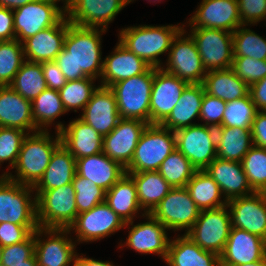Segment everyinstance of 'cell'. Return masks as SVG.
I'll list each match as a JSON object with an SVG mask.
<instances>
[{"label": "cell", "instance_id": "cell-1", "mask_svg": "<svg viewBox=\"0 0 266 266\" xmlns=\"http://www.w3.org/2000/svg\"><path fill=\"white\" fill-rule=\"evenodd\" d=\"M101 32L105 30L101 28L99 32L97 28L75 25L68 20L64 47L54 61L67 81L101 76Z\"/></svg>", "mask_w": 266, "mask_h": 266}, {"label": "cell", "instance_id": "cell-2", "mask_svg": "<svg viewBox=\"0 0 266 266\" xmlns=\"http://www.w3.org/2000/svg\"><path fill=\"white\" fill-rule=\"evenodd\" d=\"M61 145L59 132L55 140L51 141L48 131L39 130L33 135L25 137L17 162L14 168L17 170V178L9 174H3L8 179L23 185L34 187L43 177L50 163L54 151Z\"/></svg>", "mask_w": 266, "mask_h": 266}, {"label": "cell", "instance_id": "cell-3", "mask_svg": "<svg viewBox=\"0 0 266 266\" xmlns=\"http://www.w3.org/2000/svg\"><path fill=\"white\" fill-rule=\"evenodd\" d=\"M181 26H138L122 29L119 42L151 67L161 68L158 56L170 49Z\"/></svg>", "mask_w": 266, "mask_h": 266}, {"label": "cell", "instance_id": "cell-4", "mask_svg": "<svg viewBox=\"0 0 266 266\" xmlns=\"http://www.w3.org/2000/svg\"><path fill=\"white\" fill-rule=\"evenodd\" d=\"M154 67L145 73L121 80L110 88L115 94L122 119H138L150 124V97Z\"/></svg>", "mask_w": 266, "mask_h": 266}, {"label": "cell", "instance_id": "cell-5", "mask_svg": "<svg viewBox=\"0 0 266 266\" xmlns=\"http://www.w3.org/2000/svg\"><path fill=\"white\" fill-rule=\"evenodd\" d=\"M161 124H148L143 131L126 173L158 171L163 160L176 149L175 131Z\"/></svg>", "mask_w": 266, "mask_h": 266}, {"label": "cell", "instance_id": "cell-6", "mask_svg": "<svg viewBox=\"0 0 266 266\" xmlns=\"http://www.w3.org/2000/svg\"><path fill=\"white\" fill-rule=\"evenodd\" d=\"M36 191L39 227L69 229L78 215L73 184Z\"/></svg>", "mask_w": 266, "mask_h": 266}, {"label": "cell", "instance_id": "cell-7", "mask_svg": "<svg viewBox=\"0 0 266 266\" xmlns=\"http://www.w3.org/2000/svg\"><path fill=\"white\" fill-rule=\"evenodd\" d=\"M0 177V223L39 226L36 197L33 198L34 201L30 199L34 188L12 181L6 176Z\"/></svg>", "mask_w": 266, "mask_h": 266}, {"label": "cell", "instance_id": "cell-8", "mask_svg": "<svg viewBox=\"0 0 266 266\" xmlns=\"http://www.w3.org/2000/svg\"><path fill=\"white\" fill-rule=\"evenodd\" d=\"M224 206L217 209L200 210L198 219L185 233L201 249L220 255L228 240L232 227L231 214Z\"/></svg>", "mask_w": 266, "mask_h": 266}, {"label": "cell", "instance_id": "cell-9", "mask_svg": "<svg viewBox=\"0 0 266 266\" xmlns=\"http://www.w3.org/2000/svg\"><path fill=\"white\" fill-rule=\"evenodd\" d=\"M176 149L197 170H205L217 157L216 128L195 124L175 131Z\"/></svg>", "mask_w": 266, "mask_h": 266}, {"label": "cell", "instance_id": "cell-10", "mask_svg": "<svg viewBox=\"0 0 266 266\" xmlns=\"http://www.w3.org/2000/svg\"><path fill=\"white\" fill-rule=\"evenodd\" d=\"M202 65L206 71L227 69L233 63V33L220 29L192 28Z\"/></svg>", "mask_w": 266, "mask_h": 266}, {"label": "cell", "instance_id": "cell-11", "mask_svg": "<svg viewBox=\"0 0 266 266\" xmlns=\"http://www.w3.org/2000/svg\"><path fill=\"white\" fill-rule=\"evenodd\" d=\"M57 1L60 0H37L15 9V39L22 42L41 30L56 25L66 14L65 7L63 10L59 8Z\"/></svg>", "mask_w": 266, "mask_h": 266}, {"label": "cell", "instance_id": "cell-12", "mask_svg": "<svg viewBox=\"0 0 266 266\" xmlns=\"http://www.w3.org/2000/svg\"><path fill=\"white\" fill-rule=\"evenodd\" d=\"M200 209L192 200L186 187L172 188L150 213L167 229L187 232L198 219Z\"/></svg>", "mask_w": 266, "mask_h": 266}, {"label": "cell", "instance_id": "cell-13", "mask_svg": "<svg viewBox=\"0 0 266 266\" xmlns=\"http://www.w3.org/2000/svg\"><path fill=\"white\" fill-rule=\"evenodd\" d=\"M184 31L181 29L173 38L168 55V67L161 68L189 84L202 83L207 71L202 65L201 56L192 36L182 39Z\"/></svg>", "mask_w": 266, "mask_h": 266}, {"label": "cell", "instance_id": "cell-14", "mask_svg": "<svg viewBox=\"0 0 266 266\" xmlns=\"http://www.w3.org/2000/svg\"><path fill=\"white\" fill-rule=\"evenodd\" d=\"M132 0H69L65 4L68 20L75 25L105 30L117 13Z\"/></svg>", "mask_w": 266, "mask_h": 266}, {"label": "cell", "instance_id": "cell-15", "mask_svg": "<svg viewBox=\"0 0 266 266\" xmlns=\"http://www.w3.org/2000/svg\"><path fill=\"white\" fill-rule=\"evenodd\" d=\"M188 84L162 68L154 67L150 97V124H161L169 116Z\"/></svg>", "mask_w": 266, "mask_h": 266}, {"label": "cell", "instance_id": "cell-16", "mask_svg": "<svg viewBox=\"0 0 266 266\" xmlns=\"http://www.w3.org/2000/svg\"><path fill=\"white\" fill-rule=\"evenodd\" d=\"M148 123L138 119H120L103 137V153L126 168L133 159L138 141Z\"/></svg>", "mask_w": 266, "mask_h": 266}, {"label": "cell", "instance_id": "cell-17", "mask_svg": "<svg viewBox=\"0 0 266 266\" xmlns=\"http://www.w3.org/2000/svg\"><path fill=\"white\" fill-rule=\"evenodd\" d=\"M231 207L232 227L243 229L266 240V193L254 192L251 195L227 201Z\"/></svg>", "mask_w": 266, "mask_h": 266}, {"label": "cell", "instance_id": "cell-18", "mask_svg": "<svg viewBox=\"0 0 266 266\" xmlns=\"http://www.w3.org/2000/svg\"><path fill=\"white\" fill-rule=\"evenodd\" d=\"M126 227L125 222L105 203L79 213L69 227L75 229L79 241H95Z\"/></svg>", "mask_w": 266, "mask_h": 266}, {"label": "cell", "instance_id": "cell-19", "mask_svg": "<svg viewBox=\"0 0 266 266\" xmlns=\"http://www.w3.org/2000/svg\"><path fill=\"white\" fill-rule=\"evenodd\" d=\"M266 256V240L243 229L231 227L219 255L220 266H235L259 261Z\"/></svg>", "mask_w": 266, "mask_h": 266}, {"label": "cell", "instance_id": "cell-20", "mask_svg": "<svg viewBox=\"0 0 266 266\" xmlns=\"http://www.w3.org/2000/svg\"><path fill=\"white\" fill-rule=\"evenodd\" d=\"M43 232L50 236L47 241L38 238ZM67 232L69 233L70 229L39 227L34 231L35 257L38 266H69L70 262L75 261L77 255L74 254V243L62 236Z\"/></svg>", "mask_w": 266, "mask_h": 266}, {"label": "cell", "instance_id": "cell-21", "mask_svg": "<svg viewBox=\"0 0 266 266\" xmlns=\"http://www.w3.org/2000/svg\"><path fill=\"white\" fill-rule=\"evenodd\" d=\"M191 28H211L234 32L242 26L238 0H203L189 20Z\"/></svg>", "mask_w": 266, "mask_h": 266}, {"label": "cell", "instance_id": "cell-22", "mask_svg": "<svg viewBox=\"0 0 266 266\" xmlns=\"http://www.w3.org/2000/svg\"><path fill=\"white\" fill-rule=\"evenodd\" d=\"M80 119L92 126L102 137L108 135L121 119L112 89L105 86L97 87L91 100L84 107Z\"/></svg>", "mask_w": 266, "mask_h": 266}, {"label": "cell", "instance_id": "cell-23", "mask_svg": "<svg viewBox=\"0 0 266 266\" xmlns=\"http://www.w3.org/2000/svg\"><path fill=\"white\" fill-rule=\"evenodd\" d=\"M67 29L68 19L64 16L56 25L25 39L22 43L25 59L37 63L55 61L64 47Z\"/></svg>", "mask_w": 266, "mask_h": 266}, {"label": "cell", "instance_id": "cell-24", "mask_svg": "<svg viewBox=\"0 0 266 266\" xmlns=\"http://www.w3.org/2000/svg\"><path fill=\"white\" fill-rule=\"evenodd\" d=\"M56 129L61 144L75 159L103 152V137L80 118L71 121L67 128L58 123Z\"/></svg>", "mask_w": 266, "mask_h": 266}, {"label": "cell", "instance_id": "cell-25", "mask_svg": "<svg viewBox=\"0 0 266 266\" xmlns=\"http://www.w3.org/2000/svg\"><path fill=\"white\" fill-rule=\"evenodd\" d=\"M204 171L219 185L226 201L254 193L240 162L216 157Z\"/></svg>", "mask_w": 266, "mask_h": 266}, {"label": "cell", "instance_id": "cell-26", "mask_svg": "<svg viewBox=\"0 0 266 266\" xmlns=\"http://www.w3.org/2000/svg\"><path fill=\"white\" fill-rule=\"evenodd\" d=\"M113 53L106 57L103 62L101 86L111 87L121 80L145 73L151 67L120 42Z\"/></svg>", "mask_w": 266, "mask_h": 266}, {"label": "cell", "instance_id": "cell-27", "mask_svg": "<svg viewBox=\"0 0 266 266\" xmlns=\"http://www.w3.org/2000/svg\"><path fill=\"white\" fill-rule=\"evenodd\" d=\"M76 172L106 192L126 174L125 168L103 152L76 159Z\"/></svg>", "mask_w": 266, "mask_h": 266}, {"label": "cell", "instance_id": "cell-28", "mask_svg": "<svg viewBox=\"0 0 266 266\" xmlns=\"http://www.w3.org/2000/svg\"><path fill=\"white\" fill-rule=\"evenodd\" d=\"M0 127L37 131L32 117L31 101L9 85L0 86Z\"/></svg>", "mask_w": 266, "mask_h": 266}, {"label": "cell", "instance_id": "cell-29", "mask_svg": "<svg viewBox=\"0 0 266 266\" xmlns=\"http://www.w3.org/2000/svg\"><path fill=\"white\" fill-rule=\"evenodd\" d=\"M149 222L133 225L126 241V246L139 253H156L166 259L169 239L166 227L151 214H145Z\"/></svg>", "mask_w": 266, "mask_h": 266}, {"label": "cell", "instance_id": "cell-30", "mask_svg": "<svg viewBox=\"0 0 266 266\" xmlns=\"http://www.w3.org/2000/svg\"><path fill=\"white\" fill-rule=\"evenodd\" d=\"M165 262L169 266H220L219 255L201 249L185 234L169 242Z\"/></svg>", "mask_w": 266, "mask_h": 266}, {"label": "cell", "instance_id": "cell-31", "mask_svg": "<svg viewBox=\"0 0 266 266\" xmlns=\"http://www.w3.org/2000/svg\"><path fill=\"white\" fill-rule=\"evenodd\" d=\"M204 93L202 83L188 84L178 103L161 125L171 131L195 125V123L192 124L191 120L200 115Z\"/></svg>", "mask_w": 266, "mask_h": 266}, {"label": "cell", "instance_id": "cell-32", "mask_svg": "<svg viewBox=\"0 0 266 266\" xmlns=\"http://www.w3.org/2000/svg\"><path fill=\"white\" fill-rule=\"evenodd\" d=\"M202 85L205 93L225 102L243 98L250 91V87L234 73L231 67L207 71Z\"/></svg>", "mask_w": 266, "mask_h": 266}, {"label": "cell", "instance_id": "cell-33", "mask_svg": "<svg viewBox=\"0 0 266 266\" xmlns=\"http://www.w3.org/2000/svg\"><path fill=\"white\" fill-rule=\"evenodd\" d=\"M76 173V159L61 144L52 154L43 177L33 188L50 190L71 184Z\"/></svg>", "mask_w": 266, "mask_h": 266}, {"label": "cell", "instance_id": "cell-34", "mask_svg": "<svg viewBox=\"0 0 266 266\" xmlns=\"http://www.w3.org/2000/svg\"><path fill=\"white\" fill-rule=\"evenodd\" d=\"M105 203L125 222L133 225V215L141 209L136 186L126 173L107 192Z\"/></svg>", "mask_w": 266, "mask_h": 266}, {"label": "cell", "instance_id": "cell-35", "mask_svg": "<svg viewBox=\"0 0 266 266\" xmlns=\"http://www.w3.org/2000/svg\"><path fill=\"white\" fill-rule=\"evenodd\" d=\"M134 181L141 209L150 214L172 187L158 171L127 173Z\"/></svg>", "mask_w": 266, "mask_h": 266}, {"label": "cell", "instance_id": "cell-36", "mask_svg": "<svg viewBox=\"0 0 266 266\" xmlns=\"http://www.w3.org/2000/svg\"><path fill=\"white\" fill-rule=\"evenodd\" d=\"M217 158L240 162L253 146L251 129L217 127Z\"/></svg>", "mask_w": 266, "mask_h": 266}, {"label": "cell", "instance_id": "cell-37", "mask_svg": "<svg viewBox=\"0 0 266 266\" xmlns=\"http://www.w3.org/2000/svg\"><path fill=\"white\" fill-rule=\"evenodd\" d=\"M186 189L200 210L217 209L227 205L226 200H220L222 193L219 185L204 170L194 173Z\"/></svg>", "mask_w": 266, "mask_h": 266}, {"label": "cell", "instance_id": "cell-38", "mask_svg": "<svg viewBox=\"0 0 266 266\" xmlns=\"http://www.w3.org/2000/svg\"><path fill=\"white\" fill-rule=\"evenodd\" d=\"M9 86L32 102L47 88L41 63L24 61Z\"/></svg>", "mask_w": 266, "mask_h": 266}, {"label": "cell", "instance_id": "cell-39", "mask_svg": "<svg viewBox=\"0 0 266 266\" xmlns=\"http://www.w3.org/2000/svg\"><path fill=\"white\" fill-rule=\"evenodd\" d=\"M32 117L36 129L43 130V125L52 124L56 117L66 113L58 90L46 88L32 102Z\"/></svg>", "mask_w": 266, "mask_h": 266}, {"label": "cell", "instance_id": "cell-40", "mask_svg": "<svg viewBox=\"0 0 266 266\" xmlns=\"http://www.w3.org/2000/svg\"><path fill=\"white\" fill-rule=\"evenodd\" d=\"M196 171L191 162L177 149L163 160L158 170L172 188L186 187Z\"/></svg>", "mask_w": 266, "mask_h": 266}, {"label": "cell", "instance_id": "cell-41", "mask_svg": "<svg viewBox=\"0 0 266 266\" xmlns=\"http://www.w3.org/2000/svg\"><path fill=\"white\" fill-rule=\"evenodd\" d=\"M24 59L22 42L17 39L0 41V86L12 83Z\"/></svg>", "mask_w": 266, "mask_h": 266}, {"label": "cell", "instance_id": "cell-42", "mask_svg": "<svg viewBox=\"0 0 266 266\" xmlns=\"http://www.w3.org/2000/svg\"><path fill=\"white\" fill-rule=\"evenodd\" d=\"M257 111L250 93L243 98L228 101L220 127L251 129Z\"/></svg>", "mask_w": 266, "mask_h": 266}, {"label": "cell", "instance_id": "cell-43", "mask_svg": "<svg viewBox=\"0 0 266 266\" xmlns=\"http://www.w3.org/2000/svg\"><path fill=\"white\" fill-rule=\"evenodd\" d=\"M241 164L252 190L266 193V149L253 145Z\"/></svg>", "mask_w": 266, "mask_h": 266}, {"label": "cell", "instance_id": "cell-44", "mask_svg": "<svg viewBox=\"0 0 266 266\" xmlns=\"http://www.w3.org/2000/svg\"><path fill=\"white\" fill-rule=\"evenodd\" d=\"M95 78L85 77L79 80L67 81L65 86L58 90L63 106L70 109H84L97 89L92 85Z\"/></svg>", "mask_w": 266, "mask_h": 266}, {"label": "cell", "instance_id": "cell-45", "mask_svg": "<svg viewBox=\"0 0 266 266\" xmlns=\"http://www.w3.org/2000/svg\"><path fill=\"white\" fill-rule=\"evenodd\" d=\"M233 32V56L266 60V40L250 29L240 28Z\"/></svg>", "mask_w": 266, "mask_h": 266}, {"label": "cell", "instance_id": "cell-46", "mask_svg": "<svg viewBox=\"0 0 266 266\" xmlns=\"http://www.w3.org/2000/svg\"><path fill=\"white\" fill-rule=\"evenodd\" d=\"M72 184L75 189L77 213L89 211L94 206L105 202L106 191L94 182L79 176L77 173Z\"/></svg>", "mask_w": 266, "mask_h": 266}, {"label": "cell", "instance_id": "cell-47", "mask_svg": "<svg viewBox=\"0 0 266 266\" xmlns=\"http://www.w3.org/2000/svg\"><path fill=\"white\" fill-rule=\"evenodd\" d=\"M231 68L249 87L266 77V60L234 56Z\"/></svg>", "mask_w": 266, "mask_h": 266}, {"label": "cell", "instance_id": "cell-48", "mask_svg": "<svg viewBox=\"0 0 266 266\" xmlns=\"http://www.w3.org/2000/svg\"><path fill=\"white\" fill-rule=\"evenodd\" d=\"M25 131L17 128L0 127V163L9 160L14 168L22 143L27 136Z\"/></svg>", "mask_w": 266, "mask_h": 266}, {"label": "cell", "instance_id": "cell-49", "mask_svg": "<svg viewBox=\"0 0 266 266\" xmlns=\"http://www.w3.org/2000/svg\"><path fill=\"white\" fill-rule=\"evenodd\" d=\"M35 255V238L32 233L25 241L2 247L1 263L5 266H16Z\"/></svg>", "mask_w": 266, "mask_h": 266}, {"label": "cell", "instance_id": "cell-50", "mask_svg": "<svg viewBox=\"0 0 266 266\" xmlns=\"http://www.w3.org/2000/svg\"><path fill=\"white\" fill-rule=\"evenodd\" d=\"M226 103L217 97L204 93L199 115V118L206 121L204 125L214 128L220 127Z\"/></svg>", "mask_w": 266, "mask_h": 266}, {"label": "cell", "instance_id": "cell-51", "mask_svg": "<svg viewBox=\"0 0 266 266\" xmlns=\"http://www.w3.org/2000/svg\"><path fill=\"white\" fill-rule=\"evenodd\" d=\"M39 226H22L9 222L0 223V246L6 247L25 241Z\"/></svg>", "mask_w": 266, "mask_h": 266}, {"label": "cell", "instance_id": "cell-52", "mask_svg": "<svg viewBox=\"0 0 266 266\" xmlns=\"http://www.w3.org/2000/svg\"><path fill=\"white\" fill-rule=\"evenodd\" d=\"M238 7L242 26L266 18V0H238Z\"/></svg>", "mask_w": 266, "mask_h": 266}, {"label": "cell", "instance_id": "cell-53", "mask_svg": "<svg viewBox=\"0 0 266 266\" xmlns=\"http://www.w3.org/2000/svg\"><path fill=\"white\" fill-rule=\"evenodd\" d=\"M41 65L47 88L60 90L65 86L67 80L54 61L41 62Z\"/></svg>", "mask_w": 266, "mask_h": 266}, {"label": "cell", "instance_id": "cell-54", "mask_svg": "<svg viewBox=\"0 0 266 266\" xmlns=\"http://www.w3.org/2000/svg\"><path fill=\"white\" fill-rule=\"evenodd\" d=\"M254 146L266 149V111H257L251 127Z\"/></svg>", "mask_w": 266, "mask_h": 266}, {"label": "cell", "instance_id": "cell-55", "mask_svg": "<svg viewBox=\"0 0 266 266\" xmlns=\"http://www.w3.org/2000/svg\"><path fill=\"white\" fill-rule=\"evenodd\" d=\"M15 39L13 10L0 7V41Z\"/></svg>", "mask_w": 266, "mask_h": 266}, {"label": "cell", "instance_id": "cell-56", "mask_svg": "<svg viewBox=\"0 0 266 266\" xmlns=\"http://www.w3.org/2000/svg\"><path fill=\"white\" fill-rule=\"evenodd\" d=\"M249 93L256 109L266 111V77L252 84Z\"/></svg>", "mask_w": 266, "mask_h": 266}, {"label": "cell", "instance_id": "cell-57", "mask_svg": "<svg viewBox=\"0 0 266 266\" xmlns=\"http://www.w3.org/2000/svg\"><path fill=\"white\" fill-rule=\"evenodd\" d=\"M73 266H113V264L108 263V262H102V261H97L94 259H90V258H84L82 256H78L76 257Z\"/></svg>", "mask_w": 266, "mask_h": 266}, {"label": "cell", "instance_id": "cell-58", "mask_svg": "<svg viewBox=\"0 0 266 266\" xmlns=\"http://www.w3.org/2000/svg\"><path fill=\"white\" fill-rule=\"evenodd\" d=\"M37 0H0V7L15 10L20 6H24L27 3H31Z\"/></svg>", "mask_w": 266, "mask_h": 266}, {"label": "cell", "instance_id": "cell-59", "mask_svg": "<svg viewBox=\"0 0 266 266\" xmlns=\"http://www.w3.org/2000/svg\"><path fill=\"white\" fill-rule=\"evenodd\" d=\"M16 266H38V265L36 257L34 255L32 258L24 261L23 263L17 264Z\"/></svg>", "mask_w": 266, "mask_h": 266}, {"label": "cell", "instance_id": "cell-60", "mask_svg": "<svg viewBox=\"0 0 266 266\" xmlns=\"http://www.w3.org/2000/svg\"><path fill=\"white\" fill-rule=\"evenodd\" d=\"M235 266H266V256L259 261H255L249 264L235 265Z\"/></svg>", "mask_w": 266, "mask_h": 266}, {"label": "cell", "instance_id": "cell-61", "mask_svg": "<svg viewBox=\"0 0 266 266\" xmlns=\"http://www.w3.org/2000/svg\"><path fill=\"white\" fill-rule=\"evenodd\" d=\"M1 249H2V247L0 246V263H1Z\"/></svg>", "mask_w": 266, "mask_h": 266}]
</instances>
